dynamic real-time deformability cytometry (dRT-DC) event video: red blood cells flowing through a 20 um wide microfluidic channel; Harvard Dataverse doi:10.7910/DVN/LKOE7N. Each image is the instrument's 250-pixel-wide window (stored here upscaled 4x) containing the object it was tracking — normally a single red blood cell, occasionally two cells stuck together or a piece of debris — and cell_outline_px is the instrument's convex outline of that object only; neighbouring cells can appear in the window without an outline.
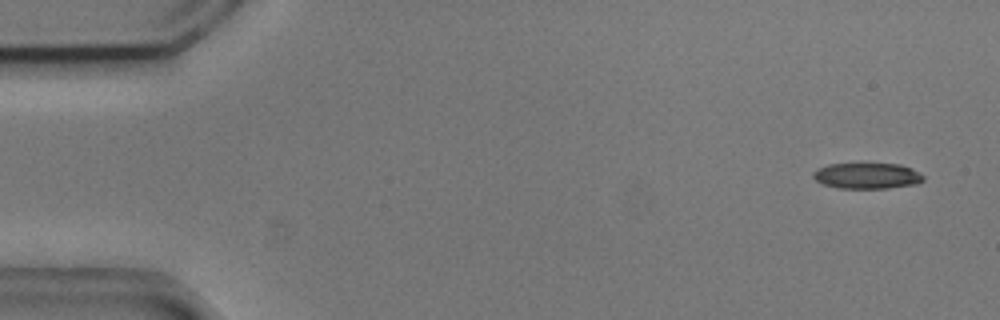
{"species": "common noctule bat (a hibernating species)", "species_latin": "Nyctalus noctula", "temperature_condition": "cold", "stored_images_in_passage": 7, "camera_frame_rate_fps": 3000, "um_per_image_px": 0.085, "animal": {"sex": "male", "body_mass_g": 20.5, "forearm_length_mm": 52.5}, "frame": {"image": 1, "passage_image": 1, "time_ms": 0.0, "image_size_px": [1000, 320], "cell_outline_px": [[924, 180], [916, 184], [888, 188], [840, 188], [824, 184], [816, 180], [812, 176], [812, 172], [816, 168], [828, 164], [900, 164], [912, 168], [920, 172], [924, 176]], "centroid_in_image_um": [73.71, 14.94], "position_along_channel_um": 11.3, "area_um2": 16.65}}
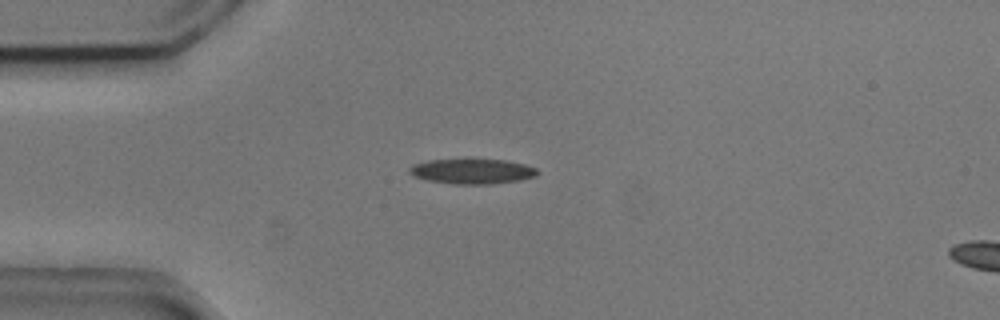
{"frame": {"image": 2, "passage_image": 4, "time_ms": 1.0, "image_size_px": [1000, 320], "cell_outline_px": [[540, 172], [536, 176], [520, 180], [492, 184], [452, 184], [428, 180], [412, 176], [408, 172], [408, 168], [412, 164], [428, 160], [504, 160], [524, 164], [536, 168]], "centroid_in_image_um": [40.12, 14.57], "position_along_channel_um": 44.9, "area_um2": 18.67}}
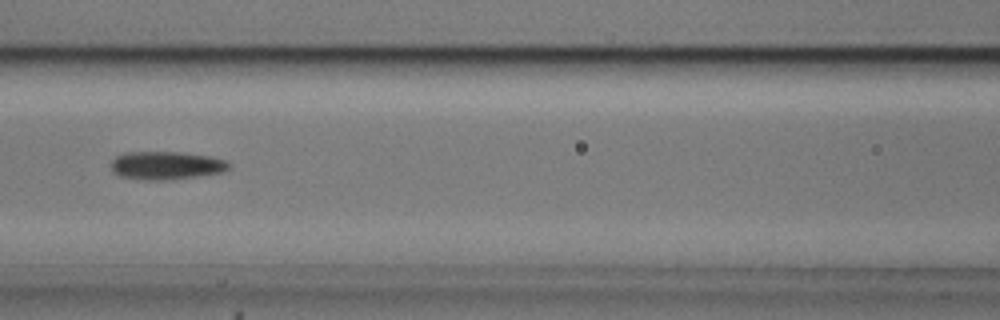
{"frame": {"image": 3, "passage_image": 7, "time_ms": 2.0, "image_size_px": [1000, 320], "cell_outline_px": [[232, 164], [228, 168], [220, 172], [196, 176], [160, 180], [144, 180], [120, 176], [112, 172], [112, 160], [116, 156], [124, 152], [180, 152], [212, 156], [228, 160]], "centroid_in_image_um": [14.13, 14.05], "position_along_channel_um": 152.5, "area_um2": 19.31}}